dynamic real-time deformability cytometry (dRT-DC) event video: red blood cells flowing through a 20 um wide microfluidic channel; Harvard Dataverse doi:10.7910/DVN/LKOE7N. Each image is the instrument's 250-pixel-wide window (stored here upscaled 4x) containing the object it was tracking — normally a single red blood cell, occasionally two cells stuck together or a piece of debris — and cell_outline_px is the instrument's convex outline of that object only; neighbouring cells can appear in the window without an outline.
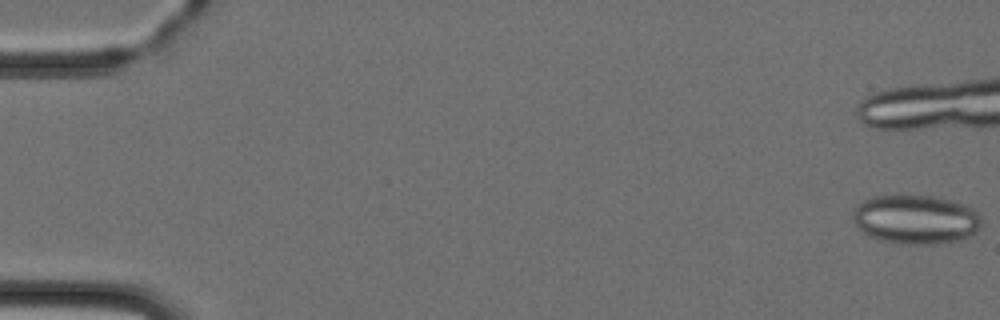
{"species": "Egyptian fruit bat (a non-hibernating species)", "species_latin": "Rousettus aegyptiacus", "temperature_condition": "cold", "stored_images_in_passage": 6, "camera_frame_rate_fps": 3000, "um_per_image_px": 0.085, "animal": {"sex": "female"}, "frame": {"image": 1, "passage_image": 1, "time_ms": 0.0, "image_size_px": [1000, 320], "cell_outline_px": [[980, 228], [976, 232], [960, 240], [940, 244], [904, 244], [880, 240], [868, 236], [852, 220], [852, 208], [856, 204], [872, 196], [932, 196], [952, 200], [964, 204], [972, 208], [980, 216]], "centroid_in_image_um": [77.81, 18.65], "position_along_channel_um": 7.2, "area_um2": 36.99}}